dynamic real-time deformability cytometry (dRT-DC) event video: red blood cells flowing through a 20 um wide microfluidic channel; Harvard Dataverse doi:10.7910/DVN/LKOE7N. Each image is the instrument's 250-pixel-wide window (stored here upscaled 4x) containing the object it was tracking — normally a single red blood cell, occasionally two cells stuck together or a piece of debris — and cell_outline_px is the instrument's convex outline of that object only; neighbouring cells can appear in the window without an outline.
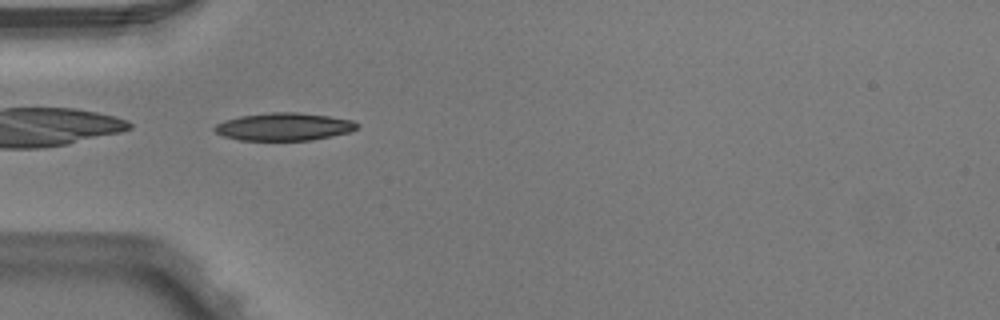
{"species": "Egyptian fruit bat (a non-hibernating species)", "species_latin": "Rousettus aegyptiacus", "temperature_condition": "warm", "stored_images_in_passage": 7, "camera_frame_rate_fps": 3000, "um_per_image_px": 0.085, "animal": {"sex": "male"}, "frame": {"image": 1, "passage_image": 5, "time_ms": 1.333, "image_size_px": [1000, 320], "cell_outline_px": [[360, 124], [356, 128], [348, 132], [332, 136], [312, 140], [240, 140], [224, 136], [216, 132], [212, 128], [216, 124], [224, 120], [240, 116], [272, 112], [296, 112], [328, 116], [352, 120]], "centroid_in_image_um": [24.12, 10.77], "position_along_channel_um": 60.9, "area_um2": 22.89}}
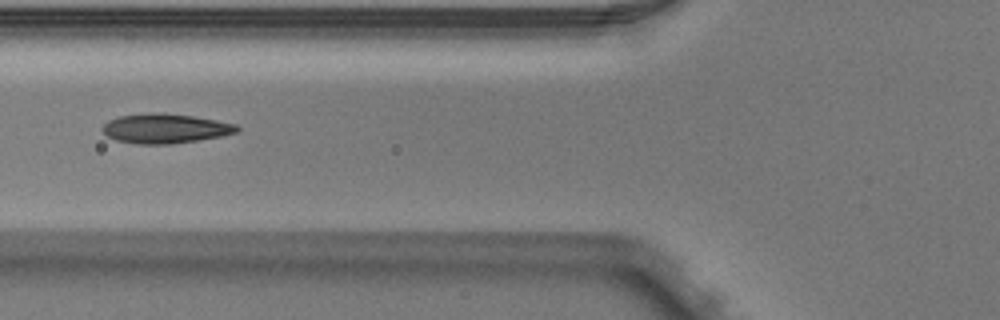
{"frame": {"image": 2, "passage_image": 6, "time_ms": 1.667, "image_size_px": [1000, 320], "cell_outline_px": [[240, 128], [236, 132], [224, 136], [200, 140], [172, 144], [136, 144], [116, 140], [108, 136], [100, 128], [108, 120], [116, 116], [148, 112], [164, 112], [192, 116], [216, 120], [236, 124]], "centroid_in_image_um": [14.02, 10.91], "position_along_channel_um": 111.8, "area_um2": 23.52}}
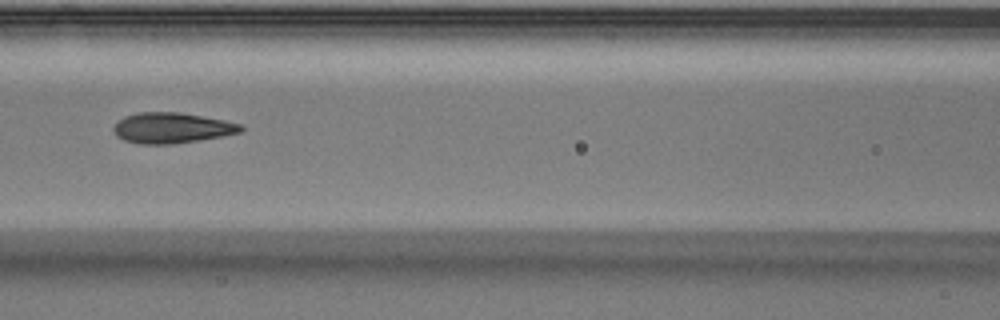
{"frame": {"image": 3, "passage_image": 7, "time_ms": 2.0, "image_size_px": [1000, 320], "cell_outline_px": [[244, 128], [240, 132], [224, 136], [172, 144], [140, 144], [124, 140], [116, 136], [112, 128], [124, 116], [140, 112], [180, 112], [224, 120], [240, 124]], "centroid_in_image_um": [14.59, 10.87], "position_along_channel_um": 152.0, "area_um2": 22.6}}